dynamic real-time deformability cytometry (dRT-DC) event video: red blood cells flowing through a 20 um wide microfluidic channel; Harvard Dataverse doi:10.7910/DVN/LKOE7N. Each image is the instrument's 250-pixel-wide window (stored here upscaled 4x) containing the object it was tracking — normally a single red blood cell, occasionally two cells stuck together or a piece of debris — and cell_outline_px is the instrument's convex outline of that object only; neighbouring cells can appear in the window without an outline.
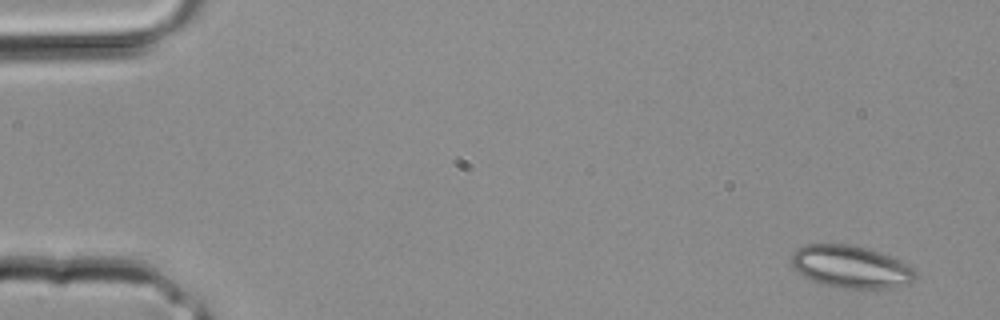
{"species": "common noctule bat (a hibernating species)", "species_latin": "Nyctalus noctula", "temperature_condition": "room temperature", "stored_images_in_passage": 4, "segment_of_instrument_passage": [1, 2], "camera_frame_rate_fps": 3000, "um_per_image_px": 0.085, "animal": {"sex": "male", "body_mass_g": 20.4}, "frame": {"image": 1, "passage_image": 1, "time_ms": 0.0, "image_size_px": [1000, 320], "cell_outline_px": [[916, 280], [908, 284], [892, 288], [844, 288], [824, 284], [812, 280], [804, 276], [792, 264], [792, 256], [804, 244], [848, 244], [868, 248], [888, 256], [912, 268], [916, 272]], "centroid_in_image_um": [72.35, 22.68], "position_along_channel_um": 12.7, "area_um2": 30.06}}